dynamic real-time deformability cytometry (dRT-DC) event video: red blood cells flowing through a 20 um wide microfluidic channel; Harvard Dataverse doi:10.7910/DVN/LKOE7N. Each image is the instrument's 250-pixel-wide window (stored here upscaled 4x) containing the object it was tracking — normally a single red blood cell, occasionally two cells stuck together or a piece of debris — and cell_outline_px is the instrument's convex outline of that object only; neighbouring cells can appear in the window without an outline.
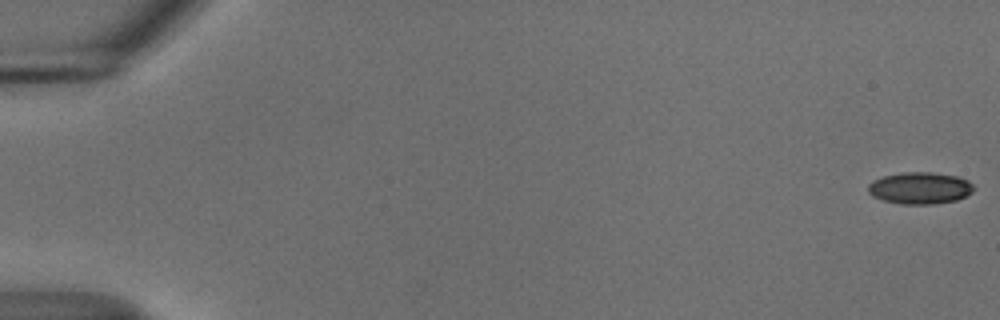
{"species": "common noctule bat (a hibernating species)", "species_latin": "Nyctalus noctula", "temperature_condition": "cold", "stored_images_in_passage": 56, "camera_frame_rate_fps": 3000, "um_per_image_px": 0.085, "animal": {"sex": "male", "body_mass_g": 18.8}, "frame": {"image": 1, "passage_image": 1, "time_ms": 0.0, "image_size_px": [1000, 320], "cell_outline_px": [[972, 192], [956, 200], [932, 204], [900, 204], [884, 200], [872, 196], [868, 192], [868, 184], [872, 180], [884, 176], [904, 172], [932, 172], [956, 176], [968, 180], [972, 184]], "centroid_in_image_um": [78.16, 15.98], "position_along_channel_um": 6.8, "area_um2": 19.48}}
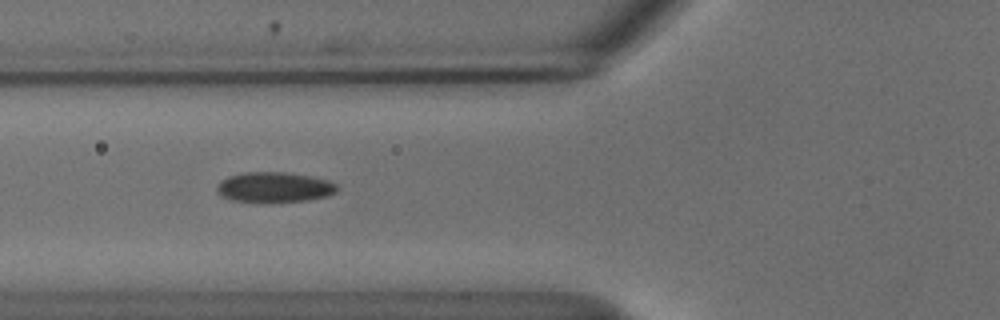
{"frame": {"image": 2, "passage_image": 22, "time_ms": 7.0, "image_size_px": [1000, 320], "cell_outline_px": [[336, 192], [328, 196], [308, 200], [264, 204], [232, 200], [220, 196], [216, 192], [216, 188], [228, 176], [244, 172], [288, 172], [328, 180], [336, 184]], "centroid_in_image_um": [23.3, 15.94], "position_along_channel_um": 102.5, "area_um2": 21.56}}
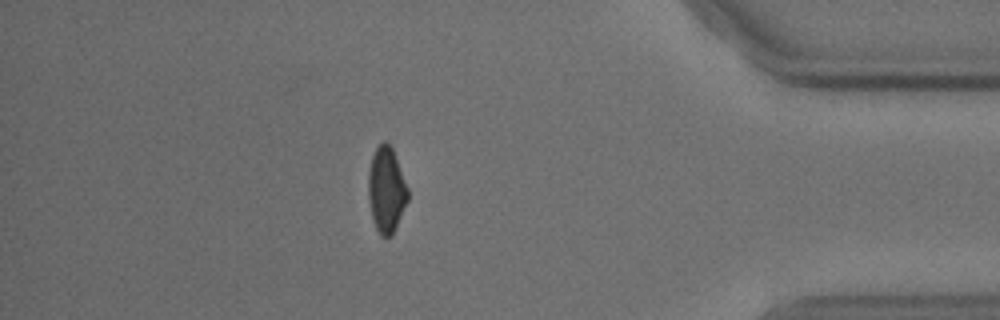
{"frame": {"image": 3, "passage_image": 49, "time_ms": 16.0, "image_size_px": [1000, 320], "cell_outline_px": [[408, 200], [392, 236], [380, 236], [372, 220], [368, 196], [368, 172], [372, 156], [376, 148], [384, 140], [392, 148], [408, 188]], "centroid_in_image_um": [32.83, 16.16], "position_along_channel_um": 402.4, "area_um2": 19.65}, "authors_computed_cell_mechanics": {"area_um2": 20.6346, "velocity_mm_per_s": 3.7029, "shape_relaxation_time_tau1_ms": 4.3609, "shape_relaxation_time_tau2_ms": 4.6057, "deformation_change_tau1": 0.1114, "deformation_change_tau2": 0.0856}}